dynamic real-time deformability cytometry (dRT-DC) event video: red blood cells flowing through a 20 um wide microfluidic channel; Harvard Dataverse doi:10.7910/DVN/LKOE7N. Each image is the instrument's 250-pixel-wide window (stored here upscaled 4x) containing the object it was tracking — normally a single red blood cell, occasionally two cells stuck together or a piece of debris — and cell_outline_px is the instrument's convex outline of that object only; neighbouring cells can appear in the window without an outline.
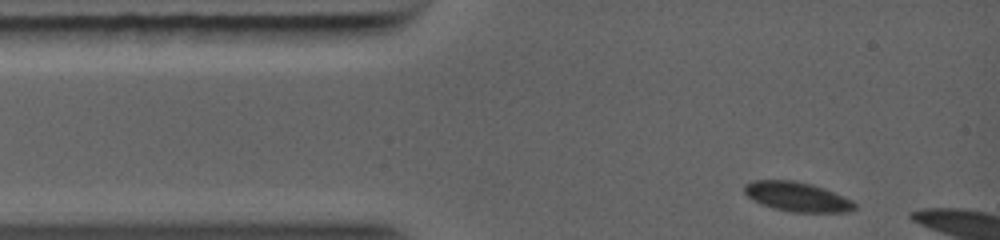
{"species": "common noctule bat (a hibernating species)", "species_latin": "Nyctalus noctula", "temperature_condition": "warm", "stored_images_in_passage": 2, "camera_frame_rate_fps": 5000, "um_per_image_px": 0.085, "animal": {"sex": "female", "body_mass_g": 19.0, "forearm_length_mm": 56.7}, "frame": {"image": 1, "passage_image": 1, "time_ms": 0.0, "image_size_px": [1000, 240], "cell_outline_px": [[852, 208], [836, 212], [800, 212], [780, 208], [764, 204], [748, 196], [744, 192], [744, 188], [748, 184], [768, 180], [772, 180], [800, 184], [816, 188], [836, 196], [852, 204]], "centroid_in_image_um": [67.6, 16.75], "position_along_channel_um": 17.4, "area_um2": 16.24}}